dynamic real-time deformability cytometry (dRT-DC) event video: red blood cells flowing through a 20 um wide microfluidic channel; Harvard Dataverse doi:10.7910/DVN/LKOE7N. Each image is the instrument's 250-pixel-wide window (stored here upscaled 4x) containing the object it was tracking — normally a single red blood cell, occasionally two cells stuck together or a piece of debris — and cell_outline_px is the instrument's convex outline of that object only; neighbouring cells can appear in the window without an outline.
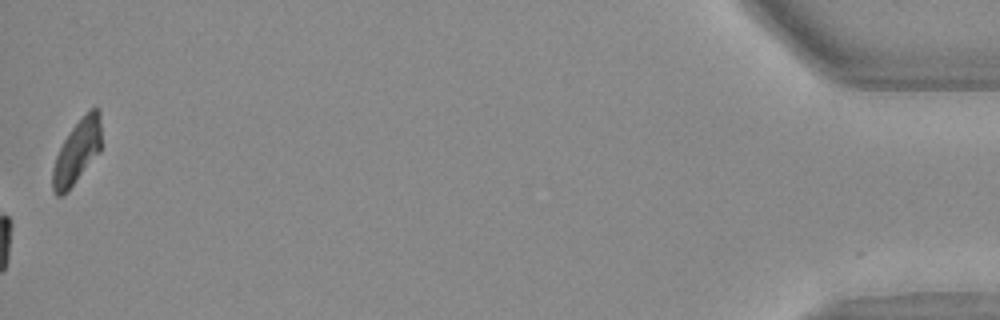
{"species": "Egyptian fruit bat (a non-hibernating species)", "species_latin": "Rousettus aegyptiacus", "temperature_condition": "warm", "stored_images_in_passage": 50, "camera_frame_rate_fps": 3000, "um_per_image_px": 0.085, "animal": {"sex": "female"}, "frame": {"image": 1, "passage_image": 50, "time_ms": 16.333, "image_size_px": [1000, 320], "cell_outline_px": [[100, 152], [72, 184], [60, 196], [56, 196], [52, 192], [52, 168], [56, 156], [64, 140], [72, 128], [92, 108], [100, 108]], "centroid_in_image_um": [6.53, 12.9], "position_along_channel_um": 428.7, "area_um2": 17.46}}